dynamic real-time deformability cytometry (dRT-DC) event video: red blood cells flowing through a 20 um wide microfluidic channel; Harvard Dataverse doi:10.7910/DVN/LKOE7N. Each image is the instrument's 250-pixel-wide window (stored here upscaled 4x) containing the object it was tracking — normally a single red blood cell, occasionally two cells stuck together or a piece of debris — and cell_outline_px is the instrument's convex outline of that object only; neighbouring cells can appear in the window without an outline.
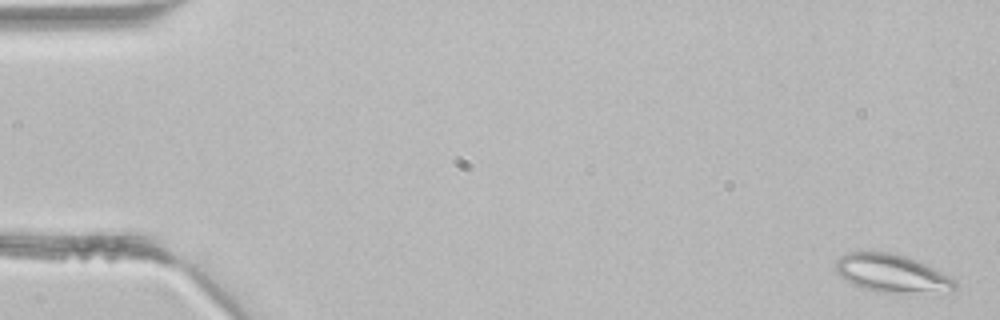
{"species": "common noctule bat (a hibernating species)", "species_latin": "Nyctalus noctula", "temperature_condition": "room temperature", "stored_images_in_passage": 4, "camera_frame_rate_fps": 3000, "um_per_image_px": 0.085, "animal": {"sex": "male", "body_mass_g": 21.5, "forearm_length_mm": 52.0}, "frame": {"image": 1, "passage_image": 1, "time_ms": 0.0, "image_size_px": [1000, 320], "cell_outline_px": [[956, 288], [952, 292], [876, 292], [852, 284], [840, 276], [836, 272], [836, 260], [840, 256], [848, 252], [892, 252], [908, 256], [956, 280]], "centroid_in_image_um": [75.79, 23.23], "position_along_channel_um": 9.2, "area_um2": 26.3}}